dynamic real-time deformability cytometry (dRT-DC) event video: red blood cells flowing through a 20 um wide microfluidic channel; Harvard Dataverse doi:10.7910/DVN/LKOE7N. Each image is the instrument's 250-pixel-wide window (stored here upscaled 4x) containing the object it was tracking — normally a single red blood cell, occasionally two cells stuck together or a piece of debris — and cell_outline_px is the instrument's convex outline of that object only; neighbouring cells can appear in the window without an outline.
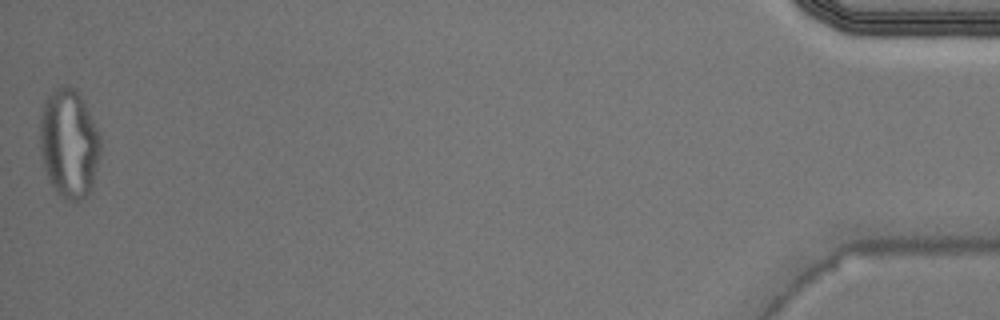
{"species": "Egyptian fruit bat (a non-hibernating species)", "species_latin": "Rousettus aegyptiacus", "temperature_condition": "warm", "stored_images_in_passage": 41, "camera_frame_rate_fps": 3000, "um_per_image_px": 0.085, "animal": {"sex": "male"}, "frame": {"image": 1, "passage_image": 41, "time_ms": 13.333, "image_size_px": [1000, 320], "cell_outline_px": [[100, 152], [92, 184], [88, 192], [76, 204], [68, 200], [56, 192], [44, 168], [40, 148], [40, 116], [44, 100], [56, 88], [68, 84], [76, 88], [84, 100], [100, 136]], "centroid_in_image_um": [5.85, 12.15], "position_along_channel_um": 429.3, "area_um2": 38.38}}